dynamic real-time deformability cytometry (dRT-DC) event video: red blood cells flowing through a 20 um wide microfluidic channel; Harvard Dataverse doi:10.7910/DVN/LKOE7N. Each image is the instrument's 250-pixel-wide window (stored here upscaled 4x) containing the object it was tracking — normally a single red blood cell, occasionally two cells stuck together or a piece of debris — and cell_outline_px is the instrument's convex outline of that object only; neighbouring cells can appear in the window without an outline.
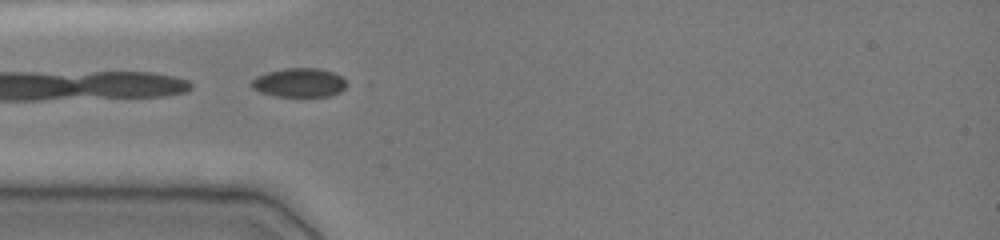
{"species": "common noctule bat (a hibernating species)", "species_latin": "Nyctalus noctula", "temperature_condition": "cold", "stored_images_in_passage": 7, "camera_frame_rate_fps": 3000, "um_per_image_px": 0.085, "animal": {"sex": "female", "body_mass_g": 19.0, "forearm_length_mm": 51.5}, "frame": {"image": 1, "passage_image": 2, "time_ms": 0.333, "image_size_px": [1000, 240], "cell_outline_px": [[352, 84], [340, 92], [328, 96], [276, 96], [260, 92], [252, 88], [252, 80], [256, 76], [268, 72], [284, 68], [320, 68], [332, 72], [340, 76]], "centroid_in_image_um": [25.49, 7.02], "position_along_channel_um": 59.5, "area_um2": 16.18}}